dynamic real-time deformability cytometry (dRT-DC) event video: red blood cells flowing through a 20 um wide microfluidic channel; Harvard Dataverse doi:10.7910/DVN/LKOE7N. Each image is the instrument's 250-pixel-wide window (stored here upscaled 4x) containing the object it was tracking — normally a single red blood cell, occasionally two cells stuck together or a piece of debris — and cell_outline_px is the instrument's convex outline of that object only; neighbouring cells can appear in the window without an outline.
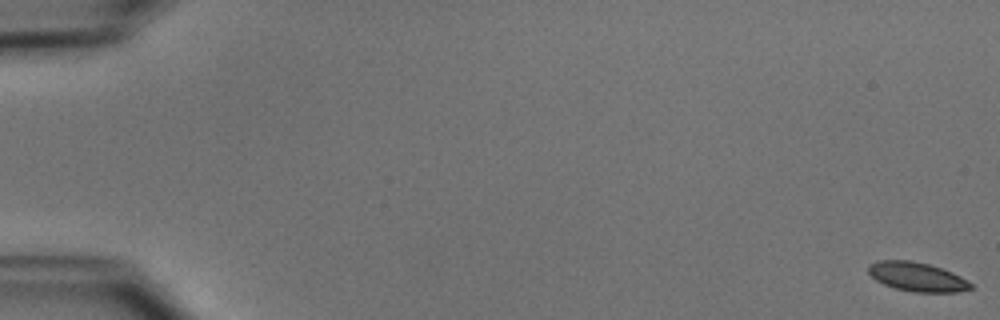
{"species": "common noctule bat (a hibernating species)", "species_latin": "Nyctalus noctula", "temperature_condition": "cold", "stored_images_in_passage": 18, "camera_frame_rate_fps": 3000, "um_per_image_px": 0.085, "animal": {"sex": "male", "body_mass_g": 15.6}, "frame": {"image": 1, "passage_image": 1, "time_ms": 0.0, "image_size_px": [1000, 320], "cell_outline_px": [[972, 288], [960, 292], [912, 292], [896, 288], [884, 284], [876, 280], [868, 272], [868, 264], [876, 260], [912, 260], [928, 264], [952, 272], [960, 276], [972, 284]], "centroid_in_image_um": [77.93, 23.52], "position_along_channel_um": 7.1, "area_um2": 17.34}}
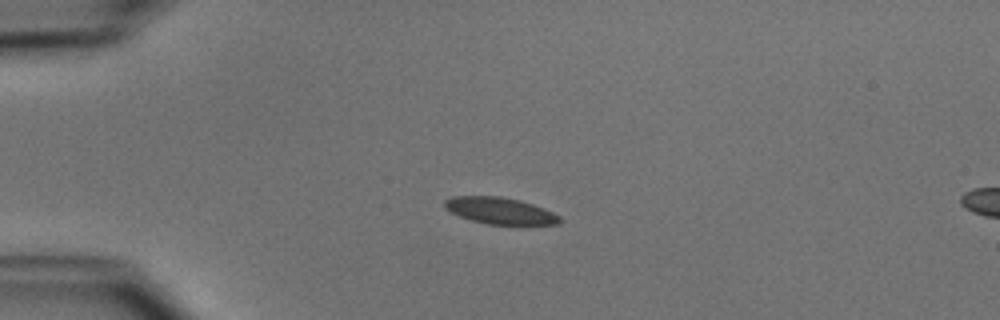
{"frame": {"image": 2, "passage_image": 14, "time_ms": 4.333, "image_size_px": [1000, 320], "cell_outline_px": [[564, 220], [560, 224], [488, 224], [472, 220], [460, 216], [444, 208], [444, 200], [452, 196], [500, 196], [520, 200], [544, 208], [560, 216]], "centroid_in_image_um": [42.51, 17.9], "position_along_channel_um": 42.5, "area_um2": 17.8}}